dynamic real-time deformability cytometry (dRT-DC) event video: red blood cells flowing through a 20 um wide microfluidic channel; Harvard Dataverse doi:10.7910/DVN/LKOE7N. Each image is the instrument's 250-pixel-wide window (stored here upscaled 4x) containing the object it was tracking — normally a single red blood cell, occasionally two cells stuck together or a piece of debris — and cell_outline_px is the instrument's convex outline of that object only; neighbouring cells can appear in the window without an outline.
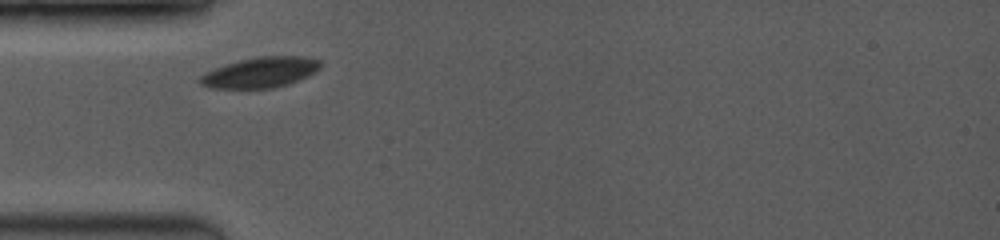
{"species": "common noctule bat (a hibernating species)", "species_latin": "Nyctalus noctula", "temperature_condition": "room temperature", "stored_images_in_passage": 6, "camera_frame_rate_fps": 3500, "um_per_image_px": 0.085, "animal": {"sex": "female", "body_mass_g": 19.0, "forearm_length_mm": 53.3}, "frame": {"image": 1, "passage_image": 1, "time_ms": 0.0, "image_size_px": [1000, 240], "cell_outline_px": [[320, 68], [316, 72], [296, 80], [272, 88], [212, 88], [200, 84], [196, 80], [204, 72], [240, 60], [260, 56], [304, 56], [320, 60]], "centroid_in_image_um": [22.1, 6.15], "position_along_channel_um": 62.9, "area_um2": 21.1}}
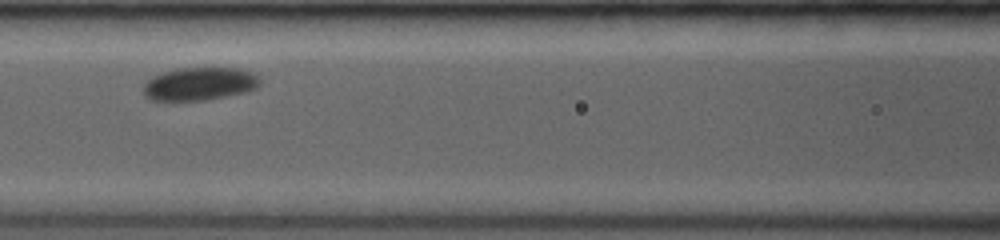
{"frame": {"image": 2, "passage_image": 3, "time_ms": 2.286, "image_size_px": [1000, 240], "cell_outline_px": [[260, 84], [256, 88], [248, 92], [204, 100], [172, 104], [148, 100], [144, 96], [144, 84], [152, 76], [176, 68], [236, 68], [252, 72], [260, 80]], "centroid_in_image_um": [16.88, 7.18], "position_along_channel_um": 149.7, "area_um2": 23.24}}
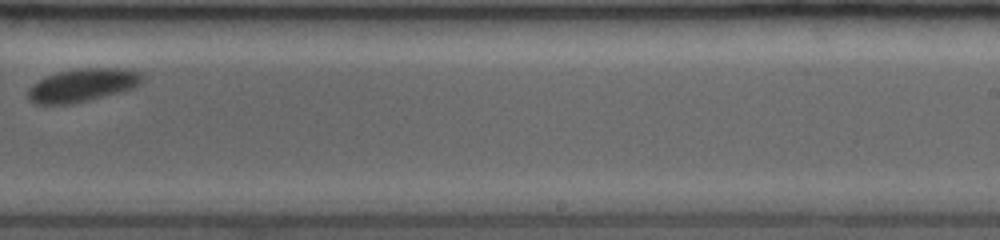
{"frame": {"image": 3, "passage_image": 6, "time_ms": 5.714, "image_size_px": [1000, 240], "cell_outline_px": [[144, 76], [140, 84], [132, 88], [88, 100], [72, 104], [32, 104], [28, 100], [28, 88], [32, 84], [44, 76], [56, 72], [84, 68], [124, 68], [140, 72]], "centroid_in_image_um": [6.96, 7.23], "position_along_channel_um": 282.0, "area_um2": 22.08}}